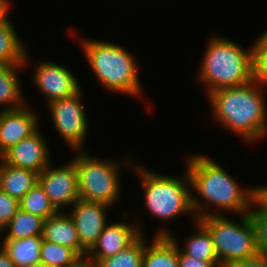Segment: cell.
<instances>
[{
	"label": "cell",
	"mask_w": 267,
	"mask_h": 267,
	"mask_svg": "<svg viewBox=\"0 0 267 267\" xmlns=\"http://www.w3.org/2000/svg\"><path fill=\"white\" fill-rule=\"evenodd\" d=\"M43 240L73 249L80 256V241L72 217L58 211L43 222Z\"/></svg>",
	"instance_id": "cell-17"
},
{
	"label": "cell",
	"mask_w": 267,
	"mask_h": 267,
	"mask_svg": "<svg viewBox=\"0 0 267 267\" xmlns=\"http://www.w3.org/2000/svg\"><path fill=\"white\" fill-rule=\"evenodd\" d=\"M33 82L47 104L51 101L74 96L82 88L78 79L67 66L55 62L40 61L36 64Z\"/></svg>",
	"instance_id": "cell-12"
},
{
	"label": "cell",
	"mask_w": 267,
	"mask_h": 267,
	"mask_svg": "<svg viewBox=\"0 0 267 267\" xmlns=\"http://www.w3.org/2000/svg\"><path fill=\"white\" fill-rule=\"evenodd\" d=\"M145 239L142 267H178V246L170 236ZM149 243V244H148Z\"/></svg>",
	"instance_id": "cell-19"
},
{
	"label": "cell",
	"mask_w": 267,
	"mask_h": 267,
	"mask_svg": "<svg viewBox=\"0 0 267 267\" xmlns=\"http://www.w3.org/2000/svg\"><path fill=\"white\" fill-rule=\"evenodd\" d=\"M84 260L71 248L47 240L40 246V264L46 267H80Z\"/></svg>",
	"instance_id": "cell-23"
},
{
	"label": "cell",
	"mask_w": 267,
	"mask_h": 267,
	"mask_svg": "<svg viewBox=\"0 0 267 267\" xmlns=\"http://www.w3.org/2000/svg\"><path fill=\"white\" fill-rule=\"evenodd\" d=\"M248 214L255 230L258 251L267 255V206L256 196Z\"/></svg>",
	"instance_id": "cell-26"
},
{
	"label": "cell",
	"mask_w": 267,
	"mask_h": 267,
	"mask_svg": "<svg viewBox=\"0 0 267 267\" xmlns=\"http://www.w3.org/2000/svg\"><path fill=\"white\" fill-rule=\"evenodd\" d=\"M10 0H0V23L10 20Z\"/></svg>",
	"instance_id": "cell-31"
},
{
	"label": "cell",
	"mask_w": 267,
	"mask_h": 267,
	"mask_svg": "<svg viewBox=\"0 0 267 267\" xmlns=\"http://www.w3.org/2000/svg\"><path fill=\"white\" fill-rule=\"evenodd\" d=\"M19 207L17 199L0 190V232L11 221Z\"/></svg>",
	"instance_id": "cell-28"
},
{
	"label": "cell",
	"mask_w": 267,
	"mask_h": 267,
	"mask_svg": "<svg viewBox=\"0 0 267 267\" xmlns=\"http://www.w3.org/2000/svg\"><path fill=\"white\" fill-rule=\"evenodd\" d=\"M0 162V190L20 201L38 183V173Z\"/></svg>",
	"instance_id": "cell-18"
},
{
	"label": "cell",
	"mask_w": 267,
	"mask_h": 267,
	"mask_svg": "<svg viewBox=\"0 0 267 267\" xmlns=\"http://www.w3.org/2000/svg\"><path fill=\"white\" fill-rule=\"evenodd\" d=\"M185 166L197 220L205 216H221L224 212L239 216L250 211L257 196L256 186L241 187L224 167L204 154L190 155Z\"/></svg>",
	"instance_id": "cell-1"
},
{
	"label": "cell",
	"mask_w": 267,
	"mask_h": 267,
	"mask_svg": "<svg viewBox=\"0 0 267 267\" xmlns=\"http://www.w3.org/2000/svg\"><path fill=\"white\" fill-rule=\"evenodd\" d=\"M73 152L75 156L71 160L77 168L80 199L114 207L122 196L121 168L132 169L135 161L125 158V163L119 164L114 158L93 157L87 149Z\"/></svg>",
	"instance_id": "cell-6"
},
{
	"label": "cell",
	"mask_w": 267,
	"mask_h": 267,
	"mask_svg": "<svg viewBox=\"0 0 267 267\" xmlns=\"http://www.w3.org/2000/svg\"><path fill=\"white\" fill-rule=\"evenodd\" d=\"M82 89L74 96L48 103V110L57 133L71 151L84 150L89 120ZM85 145V146H84Z\"/></svg>",
	"instance_id": "cell-8"
},
{
	"label": "cell",
	"mask_w": 267,
	"mask_h": 267,
	"mask_svg": "<svg viewBox=\"0 0 267 267\" xmlns=\"http://www.w3.org/2000/svg\"><path fill=\"white\" fill-rule=\"evenodd\" d=\"M68 210L72 217L80 241V257L85 260L87 253L96 244L103 232L111 208L104 203L90 202L78 199ZM109 208V209H108Z\"/></svg>",
	"instance_id": "cell-10"
},
{
	"label": "cell",
	"mask_w": 267,
	"mask_h": 267,
	"mask_svg": "<svg viewBox=\"0 0 267 267\" xmlns=\"http://www.w3.org/2000/svg\"><path fill=\"white\" fill-rule=\"evenodd\" d=\"M239 223L224 215L198 219L210 232L221 267L256 256L259 251L249 214L239 215Z\"/></svg>",
	"instance_id": "cell-7"
},
{
	"label": "cell",
	"mask_w": 267,
	"mask_h": 267,
	"mask_svg": "<svg viewBox=\"0 0 267 267\" xmlns=\"http://www.w3.org/2000/svg\"><path fill=\"white\" fill-rule=\"evenodd\" d=\"M80 267H93V266L88 265V264H86V263H83Z\"/></svg>",
	"instance_id": "cell-34"
},
{
	"label": "cell",
	"mask_w": 267,
	"mask_h": 267,
	"mask_svg": "<svg viewBox=\"0 0 267 267\" xmlns=\"http://www.w3.org/2000/svg\"><path fill=\"white\" fill-rule=\"evenodd\" d=\"M145 234L115 256L99 260L93 267H142Z\"/></svg>",
	"instance_id": "cell-24"
},
{
	"label": "cell",
	"mask_w": 267,
	"mask_h": 267,
	"mask_svg": "<svg viewBox=\"0 0 267 267\" xmlns=\"http://www.w3.org/2000/svg\"><path fill=\"white\" fill-rule=\"evenodd\" d=\"M42 240V236H32L18 240H0V245L16 267H31L40 264Z\"/></svg>",
	"instance_id": "cell-21"
},
{
	"label": "cell",
	"mask_w": 267,
	"mask_h": 267,
	"mask_svg": "<svg viewBox=\"0 0 267 267\" xmlns=\"http://www.w3.org/2000/svg\"><path fill=\"white\" fill-rule=\"evenodd\" d=\"M0 267H16L4 248L0 245Z\"/></svg>",
	"instance_id": "cell-32"
},
{
	"label": "cell",
	"mask_w": 267,
	"mask_h": 267,
	"mask_svg": "<svg viewBox=\"0 0 267 267\" xmlns=\"http://www.w3.org/2000/svg\"><path fill=\"white\" fill-rule=\"evenodd\" d=\"M11 20L0 23V64L25 65L28 52Z\"/></svg>",
	"instance_id": "cell-20"
},
{
	"label": "cell",
	"mask_w": 267,
	"mask_h": 267,
	"mask_svg": "<svg viewBox=\"0 0 267 267\" xmlns=\"http://www.w3.org/2000/svg\"><path fill=\"white\" fill-rule=\"evenodd\" d=\"M19 204L25 212L37 215L44 220L58 212L39 183L23 196Z\"/></svg>",
	"instance_id": "cell-25"
},
{
	"label": "cell",
	"mask_w": 267,
	"mask_h": 267,
	"mask_svg": "<svg viewBox=\"0 0 267 267\" xmlns=\"http://www.w3.org/2000/svg\"><path fill=\"white\" fill-rule=\"evenodd\" d=\"M27 104L14 110L0 111V157L38 129L39 115Z\"/></svg>",
	"instance_id": "cell-14"
},
{
	"label": "cell",
	"mask_w": 267,
	"mask_h": 267,
	"mask_svg": "<svg viewBox=\"0 0 267 267\" xmlns=\"http://www.w3.org/2000/svg\"><path fill=\"white\" fill-rule=\"evenodd\" d=\"M253 61L255 78L264 81L267 78V30L253 43Z\"/></svg>",
	"instance_id": "cell-27"
},
{
	"label": "cell",
	"mask_w": 267,
	"mask_h": 267,
	"mask_svg": "<svg viewBox=\"0 0 267 267\" xmlns=\"http://www.w3.org/2000/svg\"><path fill=\"white\" fill-rule=\"evenodd\" d=\"M127 215L126 212L121 213V221H115V223L112 221V223L106 224L96 244L87 253L84 263L94 266L101 259L115 256L143 234L144 231L137 222L125 221Z\"/></svg>",
	"instance_id": "cell-11"
},
{
	"label": "cell",
	"mask_w": 267,
	"mask_h": 267,
	"mask_svg": "<svg viewBox=\"0 0 267 267\" xmlns=\"http://www.w3.org/2000/svg\"><path fill=\"white\" fill-rule=\"evenodd\" d=\"M193 226H195V232L187 237L183 245L178 243L179 241L176 239L175 235H173L174 233L170 232L169 229L160 228L154 235L170 236L177 243L179 249L186 255L203 261H219L212 236L208 229L199 220L193 222Z\"/></svg>",
	"instance_id": "cell-15"
},
{
	"label": "cell",
	"mask_w": 267,
	"mask_h": 267,
	"mask_svg": "<svg viewBox=\"0 0 267 267\" xmlns=\"http://www.w3.org/2000/svg\"><path fill=\"white\" fill-rule=\"evenodd\" d=\"M38 183L58 211L80 198L77 168L72 160L58 167L50 163L38 174Z\"/></svg>",
	"instance_id": "cell-9"
},
{
	"label": "cell",
	"mask_w": 267,
	"mask_h": 267,
	"mask_svg": "<svg viewBox=\"0 0 267 267\" xmlns=\"http://www.w3.org/2000/svg\"><path fill=\"white\" fill-rule=\"evenodd\" d=\"M48 144L39 128L31 136L8 149L0 158L11 166L29 169L39 174L51 163Z\"/></svg>",
	"instance_id": "cell-13"
},
{
	"label": "cell",
	"mask_w": 267,
	"mask_h": 267,
	"mask_svg": "<svg viewBox=\"0 0 267 267\" xmlns=\"http://www.w3.org/2000/svg\"><path fill=\"white\" fill-rule=\"evenodd\" d=\"M132 171L142 183L147 213L154 216L155 220L167 223L183 214H190L193 222L197 220L192 208L191 181L186 168L181 178L180 175L155 173L135 160Z\"/></svg>",
	"instance_id": "cell-5"
},
{
	"label": "cell",
	"mask_w": 267,
	"mask_h": 267,
	"mask_svg": "<svg viewBox=\"0 0 267 267\" xmlns=\"http://www.w3.org/2000/svg\"><path fill=\"white\" fill-rule=\"evenodd\" d=\"M229 267H267V255L258 253L256 256L237 261Z\"/></svg>",
	"instance_id": "cell-30"
},
{
	"label": "cell",
	"mask_w": 267,
	"mask_h": 267,
	"mask_svg": "<svg viewBox=\"0 0 267 267\" xmlns=\"http://www.w3.org/2000/svg\"><path fill=\"white\" fill-rule=\"evenodd\" d=\"M31 267H46L45 265H42V264H38V265H33Z\"/></svg>",
	"instance_id": "cell-35"
},
{
	"label": "cell",
	"mask_w": 267,
	"mask_h": 267,
	"mask_svg": "<svg viewBox=\"0 0 267 267\" xmlns=\"http://www.w3.org/2000/svg\"><path fill=\"white\" fill-rule=\"evenodd\" d=\"M28 54L27 52L25 65L0 64V105L2 106L0 111L18 109L27 104L23 97L19 71L24 67L27 69V65H30Z\"/></svg>",
	"instance_id": "cell-16"
},
{
	"label": "cell",
	"mask_w": 267,
	"mask_h": 267,
	"mask_svg": "<svg viewBox=\"0 0 267 267\" xmlns=\"http://www.w3.org/2000/svg\"><path fill=\"white\" fill-rule=\"evenodd\" d=\"M80 45L91 71L102 87L117 94L140 98L143 85L139 78L138 62L131 51L99 39H81Z\"/></svg>",
	"instance_id": "cell-4"
},
{
	"label": "cell",
	"mask_w": 267,
	"mask_h": 267,
	"mask_svg": "<svg viewBox=\"0 0 267 267\" xmlns=\"http://www.w3.org/2000/svg\"><path fill=\"white\" fill-rule=\"evenodd\" d=\"M264 81L217 89L207 95L212 117L247 144L267 137V102Z\"/></svg>",
	"instance_id": "cell-2"
},
{
	"label": "cell",
	"mask_w": 267,
	"mask_h": 267,
	"mask_svg": "<svg viewBox=\"0 0 267 267\" xmlns=\"http://www.w3.org/2000/svg\"><path fill=\"white\" fill-rule=\"evenodd\" d=\"M178 267H221L219 261H203L184 254L178 247Z\"/></svg>",
	"instance_id": "cell-29"
},
{
	"label": "cell",
	"mask_w": 267,
	"mask_h": 267,
	"mask_svg": "<svg viewBox=\"0 0 267 267\" xmlns=\"http://www.w3.org/2000/svg\"><path fill=\"white\" fill-rule=\"evenodd\" d=\"M257 197L267 206V185L256 186Z\"/></svg>",
	"instance_id": "cell-33"
},
{
	"label": "cell",
	"mask_w": 267,
	"mask_h": 267,
	"mask_svg": "<svg viewBox=\"0 0 267 267\" xmlns=\"http://www.w3.org/2000/svg\"><path fill=\"white\" fill-rule=\"evenodd\" d=\"M44 219L25 212L19 207L11 221L0 232L3 239L0 240H18L32 236H42ZM7 232L4 234L3 232Z\"/></svg>",
	"instance_id": "cell-22"
},
{
	"label": "cell",
	"mask_w": 267,
	"mask_h": 267,
	"mask_svg": "<svg viewBox=\"0 0 267 267\" xmlns=\"http://www.w3.org/2000/svg\"><path fill=\"white\" fill-rule=\"evenodd\" d=\"M213 36V37H212ZM223 35H211L197 71V80L211 92L249 83L254 76L253 44L243 48Z\"/></svg>",
	"instance_id": "cell-3"
}]
</instances>
